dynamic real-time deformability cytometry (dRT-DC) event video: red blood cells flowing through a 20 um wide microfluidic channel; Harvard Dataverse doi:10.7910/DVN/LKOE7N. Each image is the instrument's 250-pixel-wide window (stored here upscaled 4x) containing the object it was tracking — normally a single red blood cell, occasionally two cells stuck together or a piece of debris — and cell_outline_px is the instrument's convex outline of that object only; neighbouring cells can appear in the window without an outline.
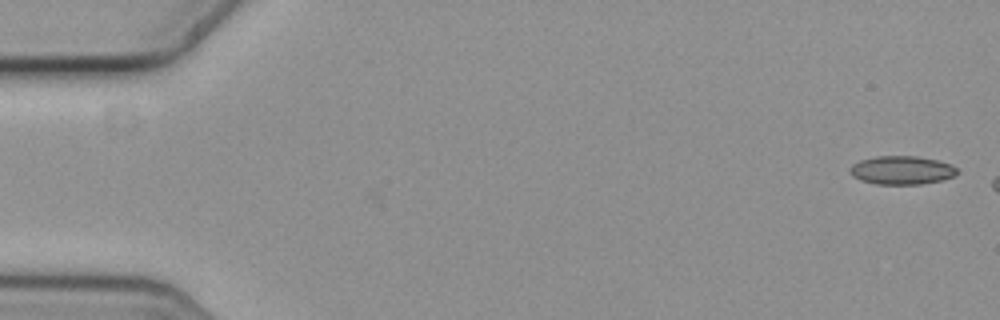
{"species": "common noctule bat (a hibernating species)", "species_latin": "Nyctalus noctula", "temperature_condition": "cold", "stored_images_in_passage": 2, "camera_frame_rate_fps": 3000, "um_per_image_px": 0.085, "animal": {"sex": "female", "body_mass_g": 19.3, "forearm_length_mm": 54.1}, "frame": {"image": 1, "passage_image": 2, "time_ms": 0.333, "image_size_px": [1000, 320], "cell_outline_px": [[960, 172], [952, 176], [940, 180], [920, 184], [876, 184], [860, 180], [852, 176], [852, 164], [860, 160], [876, 156], [916, 156], [936, 160], [952, 164]], "centroid_in_image_um": [76.66, 14.46], "position_along_channel_um": 8.3, "area_um2": 17.63}}